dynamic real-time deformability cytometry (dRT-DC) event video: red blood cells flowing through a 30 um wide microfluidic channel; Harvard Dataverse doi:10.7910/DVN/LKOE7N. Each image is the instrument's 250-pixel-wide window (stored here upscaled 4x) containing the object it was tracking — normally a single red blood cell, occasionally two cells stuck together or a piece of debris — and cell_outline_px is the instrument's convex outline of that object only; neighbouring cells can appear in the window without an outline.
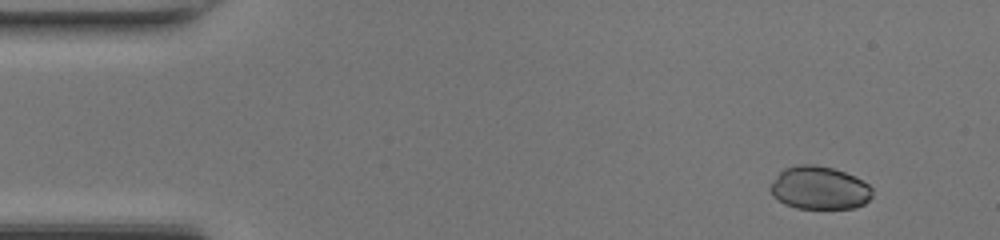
{"species": "common noctule bat (a hibernating species)", "species_latin": "Nyctalus noctula", "temperature_condition": "room temperature", "stored_images_in_passage": 44, "camera_frame_rate_fps": 3000, "um_per_image_px": 0.085, "animal": {"sex": "female", "body_mass_g": 17.0, "forearm_length_mm": 48.0}, "frame": {"image": 1, "passage_image": 4, "time_ms": 1.0, "image_size_px": [1000, 240], "cell_outline_px": [[872, 196], [864, 204], [856, 208], [796, 208], [784, 204], [772, 196], [768, 188], [776, 176], [784, 168], [800, 164], [816, 164], [832, 168], [844, 172], [868, 184], [872, 188]], "centroid_in_image_um": [69.61, 15.98], "position_along_channel_um": 15.4, "area_um2": 25.61}}
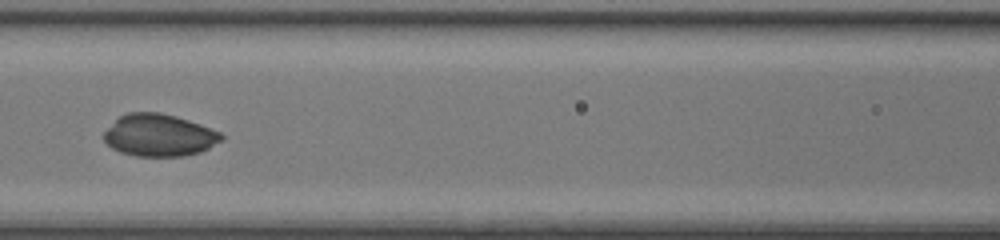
{"frame": {"image": 2, "passage_image": 21, "time_ms": 6.667, "image_size_px": [1000, 240], "cell_outline_px": [[224, 140], [200, 152], [184, 156], [136, 156], [120, 152], [112, 148], [104, 140], [104, 132], [120, 116], [128, 112], [160, 112], [176, 116], [188, 120], [220, 132], [224, 136]], "centroid_in_image_um": [13.54, 11.5], "position_along_channel_um": 153.1, "area_um2": 28.78}}
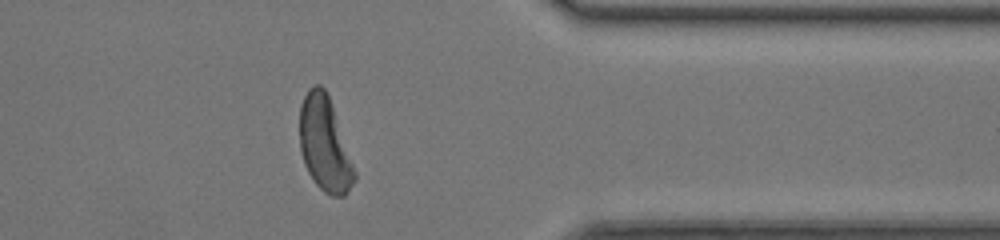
{"frame": {"image": 3, "passage_image": 38, "time_ms": 12.333, "image_size_px": [1000, 240], "cell_outline_px": [[356, 180], [344, 196], [332, 196], [324, 192], [312, 180], [304, 164], [300, 152], [300, 104], [308, 88], [316, 84], [320, 84], [324, 88], [328, 96], [356, 172]], "centroid_in_image_um": [27.58, 12.28], "position_along_channel_um": 383.8, "area_um2": 29.94}}